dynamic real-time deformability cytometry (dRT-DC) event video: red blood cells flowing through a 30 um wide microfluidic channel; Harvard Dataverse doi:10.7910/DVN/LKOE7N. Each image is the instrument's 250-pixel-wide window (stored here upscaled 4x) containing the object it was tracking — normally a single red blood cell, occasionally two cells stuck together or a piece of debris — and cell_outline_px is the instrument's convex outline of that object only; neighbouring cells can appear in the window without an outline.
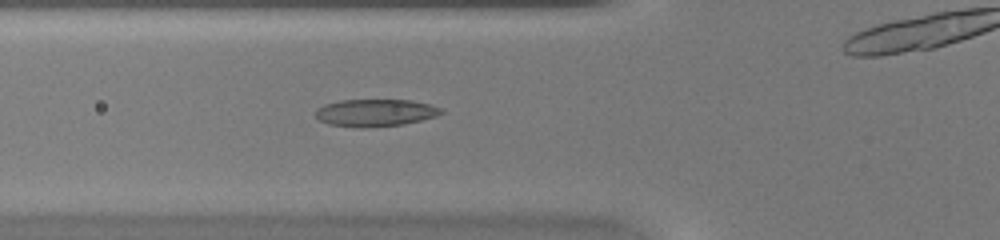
{"species": "common noctule bat (a hibernating species)", "species_latin": "Nyctalus noctula", "temperature_condition": "warm", "stored_images_in_passage": 38, "camera_frame_rate_fps": 3000, "um_per_image_px": 0.085, "animal": {"sex": "female", "body_mass_g": 20.0, "forearm_length_mm": 54.0}, "frame": {"image": 1, "passage_image": 10, "time_ms": 3.0, "image_size_px": [1000, 240], "cell_outline_px": [[444, 112], [436, 116], [404, 124], [364, 128], [356, 128], [328, 124], [320, 120], [316, 116], [316, 108], [324, 104], [340, 100], [412, 100], [428, 104], [440, 108]], "centroid_in_image_um": [31.86, 9.59], "position_along_channel_um": 93.9, "area_um2": 20.0}}
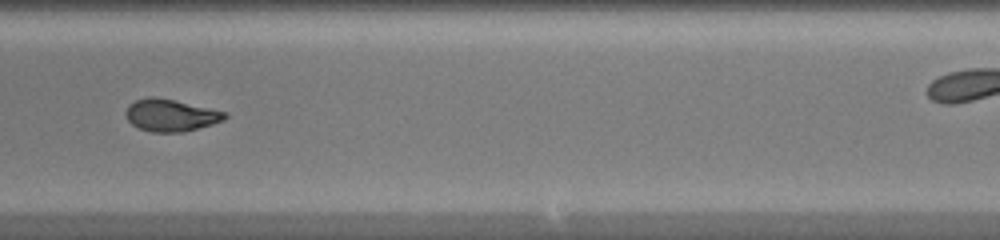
{"frame": {"image": 2, "passage_image": 22, "time_ms": 7.0, "image_size_px": [1000, 240], "cell_outline_px": [[228, 116], [224, 120], [212, 124], [184, 132], [152, 132], [140, 128], [132, 124], [128, 120], [124, 112], [128, 104], [136, 100], [148, 96], [152, 96], [172, 100], [228, 112]], "centroid_in_image_um": [14.5, 9.79], "position_along_channel_um": 274.5, "area_um2": 18.5}}
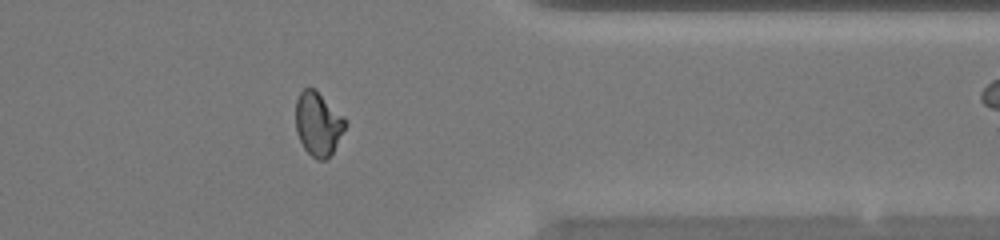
{"frame": {"image": 3, "passage_image": 30, "time_ms": 9.667, "image_size_px": [1000, 240], "cell_outline_px": [[348, 124], [332, 152], [324, 160], [320, 160], [312, 156], [304, 148], [296, 132], [296, 100], [300, 92], [304, 88], [316, 88], [344, 116]], "centroid_in_image_um": [27.05, 10.48], "position_along_channel_um": 384.3, "area_um2": 18.5}}